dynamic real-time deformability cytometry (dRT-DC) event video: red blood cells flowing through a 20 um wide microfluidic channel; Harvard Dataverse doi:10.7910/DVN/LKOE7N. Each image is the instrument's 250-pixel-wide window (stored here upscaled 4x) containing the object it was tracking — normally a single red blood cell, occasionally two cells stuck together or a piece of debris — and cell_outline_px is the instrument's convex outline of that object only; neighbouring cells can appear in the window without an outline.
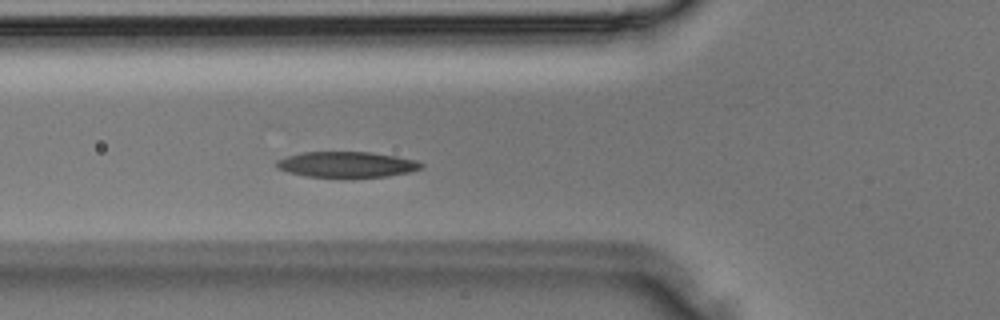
{"species": "Egyptian fruit bat (a non-hibernating species)", "species_latin": "Rousettus aegyptiacus", "temperature_condition": "room temperature", "stored_images_in_passage": 36, "camera_frame_rate_fps": 3000, "um_per_image_px": 0.085, "animal": {"sex": "male"}, "frame": {"image": 1, "passage_image": 13, "time_ms": 4.0, "image_size_px": [1000, 320], "cell_outline_px": [[424, 168], [408, 172], [388, 176], [348, 180], [304, 176], [288, 172], [276, 168], [276, 160], [288, 156], [304, 152], [368, 152], [396, 156], [416, 160], [424, 164]], "centroid_in_image_um": [29.48, 14.03], "position_along_channel_um": 96.3, "area_um2": 22.54}}
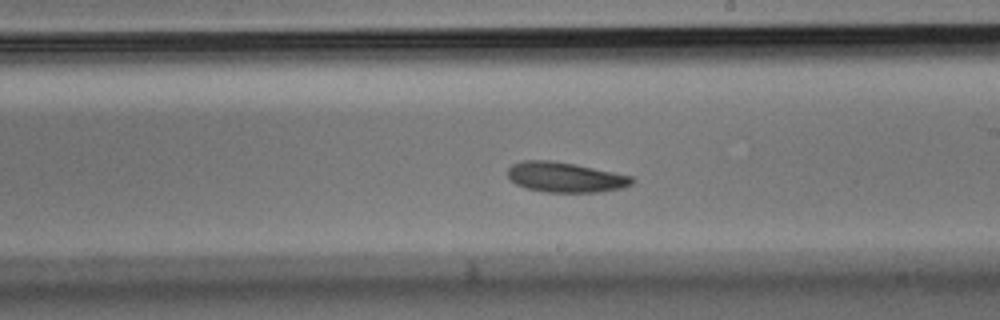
{"frame": {"image": 2, "passage_image": 21, "time_ms": 6.667, "image_size_px": [1000, 320], "cell_outline_px": [[636, 180], [632, 184], [624, 188], [600, 192], [544, 192], [524, 188], [516, 184], [508, 176], [508, 168], [512, 164], [524, 160], [552, 160], [576, 164], [632, 176]], "centroid_in_image_um": [48.07, 15.07], "position_along_channel_um": 240.9, "area_um2": 22.02}}
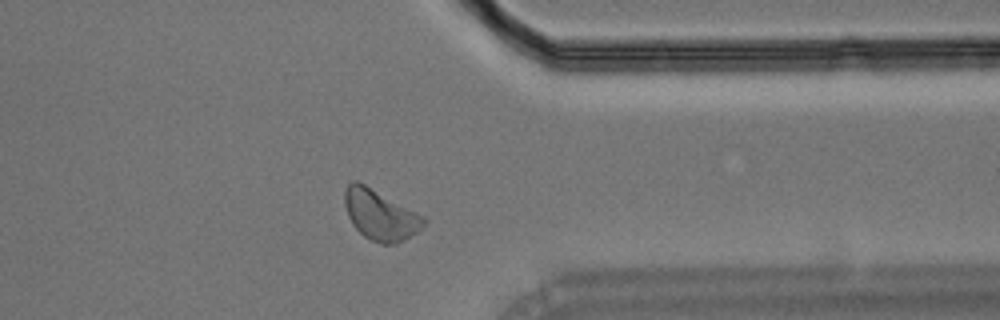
{"frame": {"image": 3, "passage_image": 29, "time_ms": 9.333, "image_size_px": [1000, 320], "cell_outline_px": [[428, 220], [416, 232], [396, 244], [380, 244], [364, 236], [352, 224], [348, 216], [344, 204], [344, 192], [348, 184], [352, 180], [356, 180], [364, 184], [424, 216]], "centroid_in_image_um": [32.3, 18.27], "position_along_channel_um": 379.1, "area_um2": 22.89}}